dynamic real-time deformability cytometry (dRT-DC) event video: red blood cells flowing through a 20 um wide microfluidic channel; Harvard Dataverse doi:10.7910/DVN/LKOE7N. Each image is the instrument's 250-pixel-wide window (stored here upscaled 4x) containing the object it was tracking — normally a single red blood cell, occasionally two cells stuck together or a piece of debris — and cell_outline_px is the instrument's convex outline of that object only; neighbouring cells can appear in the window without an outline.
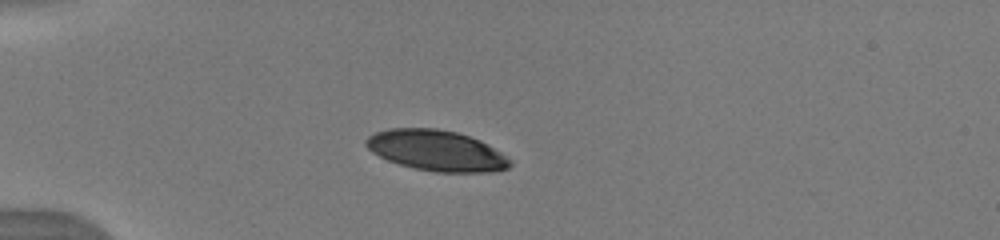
{"species": "human", "species_latin": "Homo sapiens", "temperature_condition": "warm", "stored_images_in_passage": 38, "camera_frame_rate_fps": 3000, "um_per_image_px": 0.085, "donor": {"sex": "male"}, "frame": {"image": 1, "passage_image": 1, "time_ms": 0.0, "image_size_px": [1000, 240], "cell_outline_px": [[512, 164], [508, 168], [492, 172], [436, 172], [412, 168], [388, 160], [372, 152], [364, 144], [364, 140], [368, 136], [376, 132], [388, 128], [436, 128], [456, 132], [480, 140], [488, 144], [512, 160]], "centroid_in_image_um": [37.09, 12.8], "position_along_channel_um": 47.9, "area_um2": 34.22}}
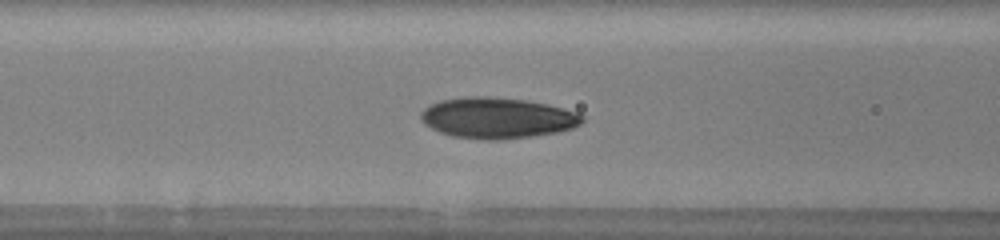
{"frame": {"image": 2, "passage_image": 9, "time_ms": 2.667, "image_size_px": [1000, 240], "cell_outline_px": [[584, 120], [580, 124], [572, 128], [560, 132], [532, 136], [500, 140], [488, 140], [452, 136], [440, 132], [424, 124], [420, 120], [420, 112], [424, 108], [440, 100], [464, 96], [488, 96], [524, 100], [548, 104], [580, 112], [584, 116]], "centroid_in_image_um": [42.28, 10.02], "position_along_channel_um": 124.3, "area_um2": 38.78}}
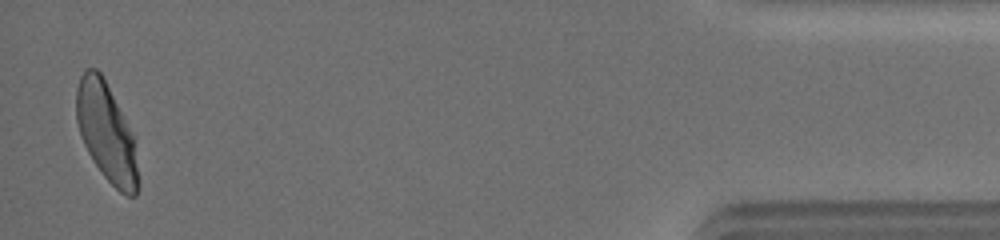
{"frame": {"image": 3, "passage_image": 37, "time_ms": 12.0, "image_size_px": [1000, 240], "cell_outline_px": [[136, 196], [128, 196], [120, 192], [104, 176], [88, 152], [80, 136], [76, 120], [76, 88], [80, 76], [84, 68], [96, 68], [100, 72], [136, 140]], "centroid_in_image_um": [9.0, 11.21], "position_along_channel_um": 426.2, "area_um2": 34.85}, "authors_computed_cell_mechanics": {"area_um2": 36.2117, "velocity_mm_per_s": 3.9813, "shape_relaxation_time_tau1_ms": 3.4741, "shape_relaxation_time_tau2_ms": 0.9776, "deformation_change_tau1": 0.1641, "deformation_change_tau2": 0.053}}